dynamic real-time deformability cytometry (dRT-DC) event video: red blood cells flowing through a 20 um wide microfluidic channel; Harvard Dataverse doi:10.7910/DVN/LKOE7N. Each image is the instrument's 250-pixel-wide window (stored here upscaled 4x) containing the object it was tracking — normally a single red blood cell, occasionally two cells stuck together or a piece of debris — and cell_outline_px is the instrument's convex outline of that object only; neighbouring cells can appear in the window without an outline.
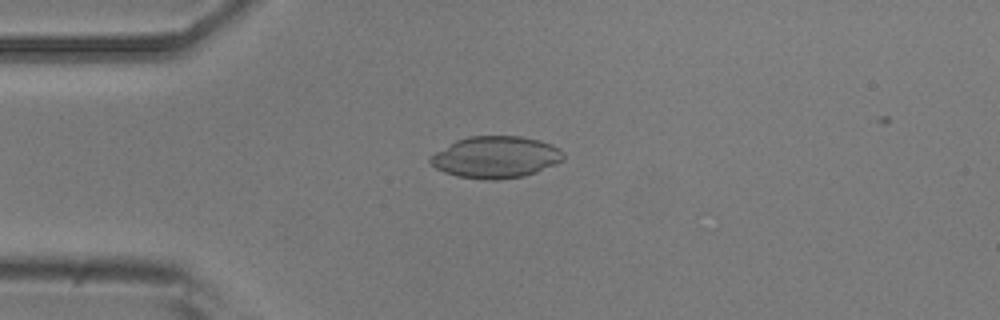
{"species": "common noctule bat (a hibernating species)", "species_latin": "Nyctalus noctula", "temperature_condition": "room temperature", "stored_images_in_passage": 31, "camera_frame_rate_fps": 3000, "um_per_image_px": 0.085, "animal": {"sex": "male", "body_mass_g": 20.5, "forearm_length_mm": 52.5}, "frame": {"image": 1, "passage_image": 12, "time_ms": 3.667, "image_size_px": [1000, 320], "cell_outline_px": [[564, 160], [556, 164], [536, 172], [524, 176], [496, 180], [484, 180], [456, 176], [444, 172], [436, 168], [428, 160], [436, 152], [456, 140], [468, 136], [520, 136], [540, 140], [552, 144], [560, 148], [564, 152]], "centroid_in_image_um": [42.17, 13.36], "position_along_channel_um": 42.8, "area_um2": 32.54}}
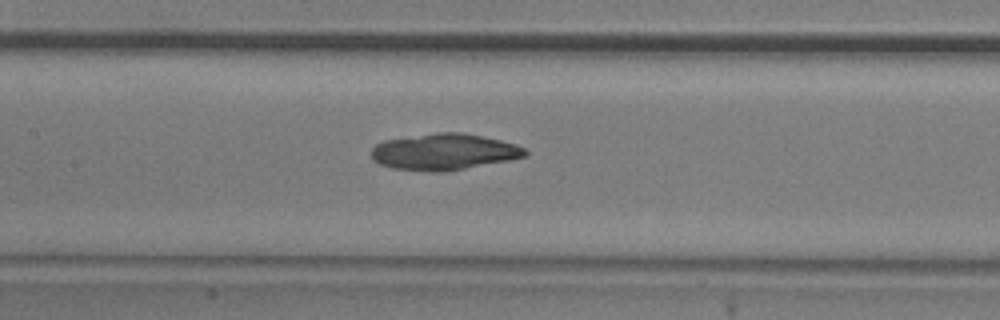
{"frame": {"image": 2, "passage_image": 23, "time_ms": 7.333, "image_size_px": [1000, 320], "cell_outline_px": [[528, 152], [524, 156], [508, 160], [444, 172], [428, 172], [392, 168], [380, 164], [372, 160], [372, 148], [376, 144], [384, 140], [440, 132], [464, 132], [500, 140], [516, 144], [524, 148]], "centroid_in_image_um": [37.72, 12.91], "position_along_channel_um": 169.7, "area_um2": 32.43}}
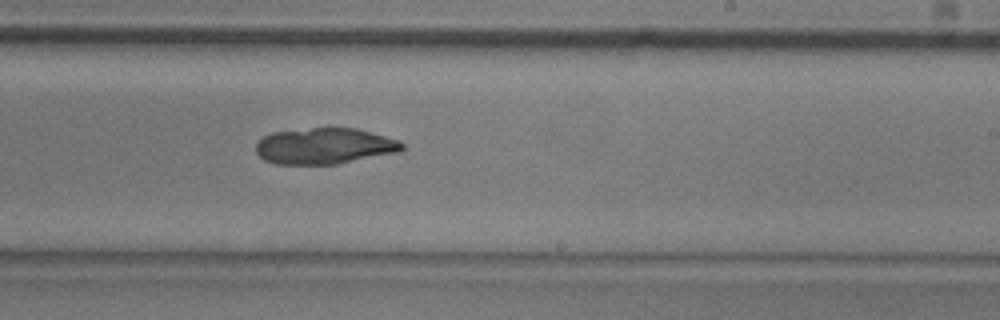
{"frame": {"image": 3, "passage_image": 30, "time_ms": 9.667, "image_size_px": [1000, 320], "cell_outline_px": [[404, 148], [400, 152], [336, 164], [276, 164], [264, 160], [256, 152], [256, 144], [264, 136], [272, 132], [312, 128], [356, 128], [400, 140], [404, 144]], "centroid_in_image_um": [27.61, 12.41], "position_along_channel_um": 261.4, "area_um2": 30.75}}